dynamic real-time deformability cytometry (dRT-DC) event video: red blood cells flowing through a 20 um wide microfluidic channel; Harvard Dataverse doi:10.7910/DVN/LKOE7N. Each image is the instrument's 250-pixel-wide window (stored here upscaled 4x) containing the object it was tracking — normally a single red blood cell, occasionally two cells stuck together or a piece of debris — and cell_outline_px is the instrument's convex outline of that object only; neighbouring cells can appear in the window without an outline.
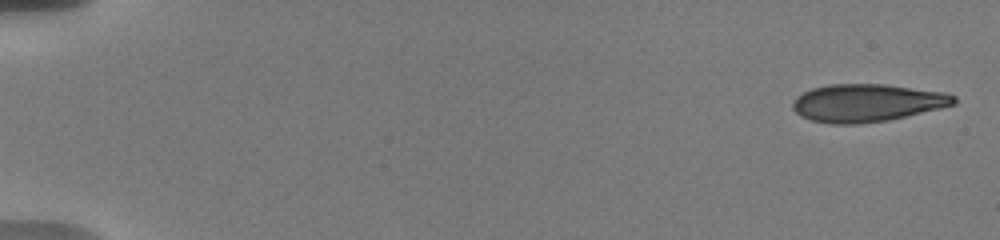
{"species": "human", "species_latin": "Homo sapiens", "temperature_condition": "warm", "stored_images_in_passage": 43, "camera_frame_rate_fps": 3000, "um_per_image_px": 0.085, "donor": {"sex": "male"}, "frame": {"image": 1, "passage_image": 1, "time_ms": 0.0, "image_size_px": [1000, 240], "cell_outline_px": [[956, 104], [940, 108], [888, 120], [856, 124], [832, 124], [812, 120], [800, 116], [792, 108], [792, 104], [796, 96], [812, 88], [828, 84], [884, 84], [944, 92], [956, 96]], "centroid_in_image_um": [73.67, 8.74], "position_along_channel_um": 11.3, "area_um2": 35.37}}
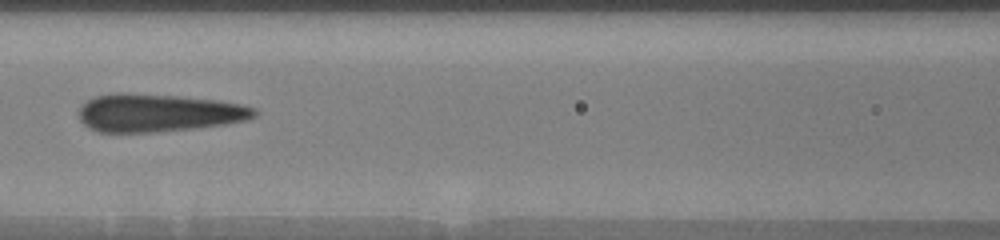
{"frame": {"image": 2, "passage_image": 18, "time_ms": 8.333, "image_size_px": [1000, 240], "cell_outline_px": [[260, 112], [256, 116], [248, 120], [224, 124], [192, 128], [156, 132], [100, 132], [88, 128], [80, 120], [80, 108], [88, 100], [96, 96], [112, 92], [124, 92], [176, 96], [216, 100], [240, 104], [256, 108]], "centroid_in_image_um": [13.47, 9.59], "position_along_channel_um": 153.1, "area_um2": 38.78}}
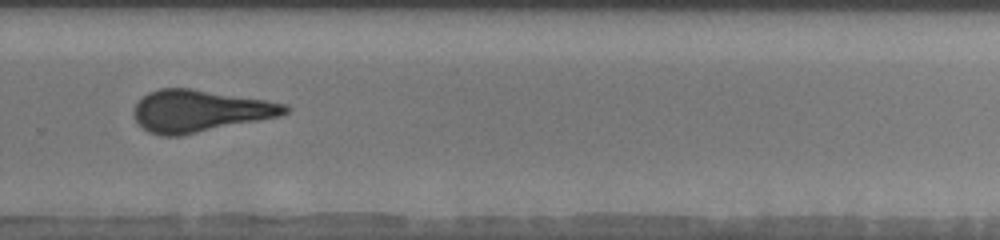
{"frame": {"image": 3, "passage_image": 31, "time_ms": 12.667, "image_size_px": [1000, 240], "cell_outline_px": [[292, 108], [288, 112], [280, 116], [180, 136], [160, 136], [148, 132], [136, 120], [132, 112], [136, 104], [148, 92], [160, 88], [192, 88], [288, 104]], "centroid_in_image_um": [16.98, 9.43], "position_along_channel_um": 312.8, "area_um2": 36.93}, "authors_computed_cell_mechanics": {"area_um2": 36.8764, "velocity_mm_per_s": 3.6905, "shape_relaxation_time_tau1_ms": 9.1847, "shape_relaxation_time_tau2_ms": 1.1687, "deformation_change_tau1": 0.2249, "deformation_change_tau2": 0.0744}}